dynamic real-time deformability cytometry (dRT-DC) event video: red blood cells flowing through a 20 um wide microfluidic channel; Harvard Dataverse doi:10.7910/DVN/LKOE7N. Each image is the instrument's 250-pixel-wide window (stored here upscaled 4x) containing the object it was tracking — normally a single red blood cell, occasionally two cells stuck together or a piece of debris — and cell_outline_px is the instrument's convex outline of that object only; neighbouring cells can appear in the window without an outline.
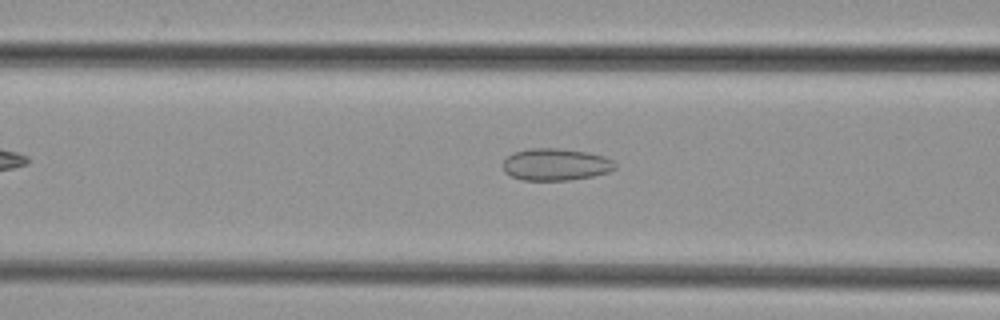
{"species": "common noctule bat (a hibernating species)", "species_latin": "Nyctalus noctula", "temperature_condition": "cold", "stored_images_in_passage": 33, "camera_frame_rate_fps": 3000, "um_per_image_px": 0.085, "animal": {"sex": "female", "body_mass_g": 29.2, "forearm_length_mm": 56.3}, "frame": {"image": 1, "passage_image": 4, "time_ms": 1.0, "image_size_px": [1000, 320], "cell_outline_px": [[616, 168], [608, 172], [592, 176], [572, 180], [524, 180], [512, 176], [504, 172], [504, 160], [512, 152], [528, 148], [556, 148], [588, 152], [604, 156], [612, 160], [616, 164]], "centroid_in_image_um": [47.24, 13.97], "position_along_channel_um": 119.4, "area_um2": 20.98}}
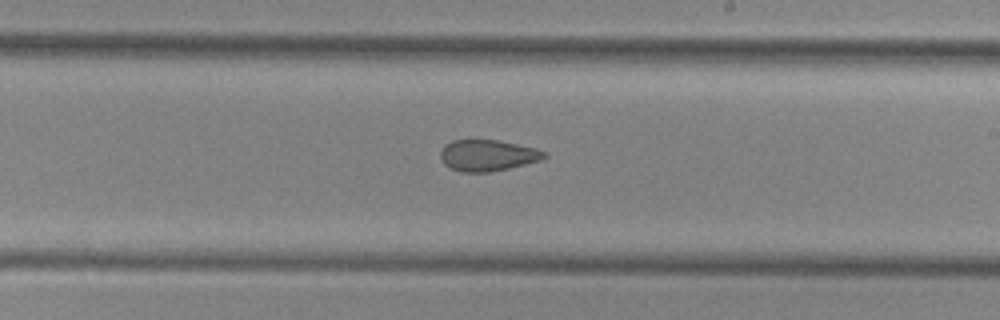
{"frame": {"image": 2, "passage_image": 13, "time_ms": 4.0, "image_size_px": [1000, 320], "cell_outline_px": [[548, 156], [540, 160], [508, 168], [488, 172], [464, 172], [452, 168], [444, 164], [440, 156], [440, 152], [444, 144], [452, 140], [500, 140], [536, 148], [548, 152]], "centroid_in_image_um": [41.46, 13.19], "position_along_channel_um": 247.5, "area_um2": 18.9}}
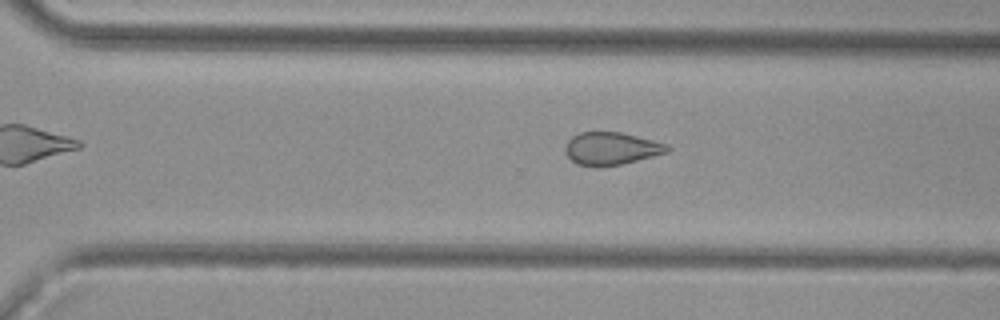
{"frame": {"image": 3, "passage_image": 18, "time_ms": 5.667, "image_size_px": [1000, 320], "cell_outline_px": [[672, 148], [668, 152], [620, 164], [576, 164], [564, 152], [564, 148], [568, 140], [572, 136], [580, 132], [620, 132], [668, 144]], "centroid_in_image_um": [51.96, 12.58], "position_along_channel_um": 318.6, "area_um2": 18.84}}